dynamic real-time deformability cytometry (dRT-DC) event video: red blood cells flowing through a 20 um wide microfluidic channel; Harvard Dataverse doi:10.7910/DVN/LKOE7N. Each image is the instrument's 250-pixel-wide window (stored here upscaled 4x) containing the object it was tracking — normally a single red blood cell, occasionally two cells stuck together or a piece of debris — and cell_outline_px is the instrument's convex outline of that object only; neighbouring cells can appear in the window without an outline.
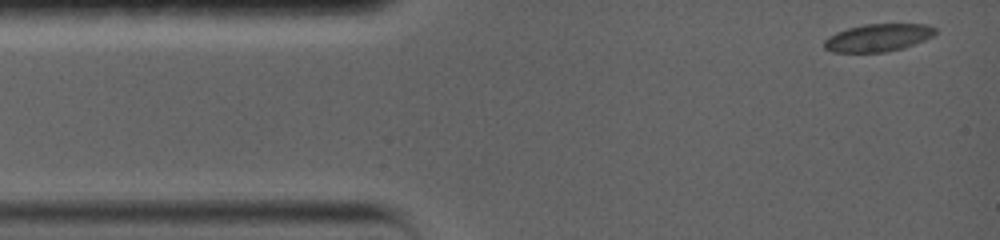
{"species": "common noctule bat (a hibernating species)", "species_latin": "Nyctalus noctula", "temperature_condition": "warm", "stored_images_in_passage": 50, "camera_frame_rate_fps": 5000, "um_per_image_px": 0.085, "animal": {"sex": "female", "body_mass_g": 19.0, "forearm_length_mm": 56.7}, "frame": {"image": 1, "passage_image": 1, "time_ms": 0.0, "image_size_px": [1000, 240], "cell_outline_px": [[936, 32], [932, 36], [924, 40], [904, 48], [884, 52], [832, 52], [824, 48], [824, 40], [828, 36], [836, 32], [848, 28], [864, 24], [924, 24], [936, 28]], "centroid_in_image_um": [74.61, 3.2], "position_along_channel_um": 10.4, "area_um2": 17.86}}
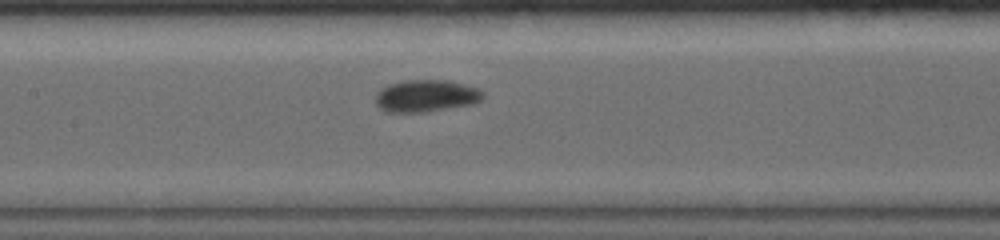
{"frame": {"image": 2, "passage_image": 30, "time_ms": 6.2, "image_size_px": [1000, 240], "cell_outline_px": [[484, 96], [480, 100], [472, 104], [424, 112], [388, 112], [380, 108], [376, 104], [376, 92], [380, 88], [388, 84], [404, 80], [448, 80], [480, 88], [484, 92]], "centroid_in_image_um": [36.21, 8.14], "position_along_channel_um": 171.2, "area_um2": 20.23}}
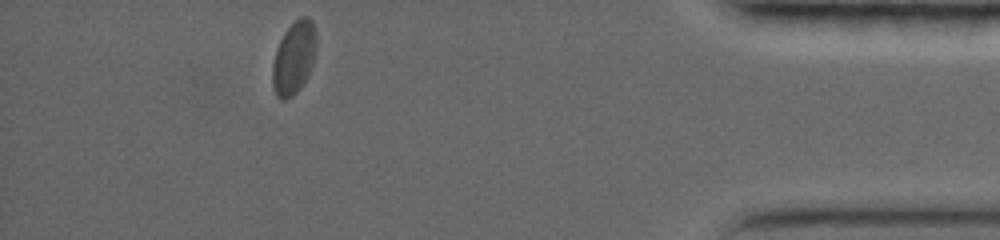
{"frame": {"image": 3, "passage_image": 50, "time_ms": 14.2, "image_size_px": [1000, 240], "cell_outline_px": [[316, 52], [308, 76], [304, 84], [292, 96], [284, 100], [280, 100], [276, 96], [272, 88], [272, 64], [276, 48], [284, 32], [300, 16], [308, 16], [312, 20], [316, 32]], "centroid_in_image_um": [24.98, 4.92], "position_along_channel_um": 410.2, "area_um2": 18.96}, "authors_computed_cell_mechanics": {"area_um2": 18.4382, "velocity_mm_per_s": 3.6537, "shape_relaxation_time_tau1_ms": 2.2988, "shape_relaxation_time_tau2_ms": null, "deformation_change_tau1": 0.0926, "deformation_change_tau2": null}}